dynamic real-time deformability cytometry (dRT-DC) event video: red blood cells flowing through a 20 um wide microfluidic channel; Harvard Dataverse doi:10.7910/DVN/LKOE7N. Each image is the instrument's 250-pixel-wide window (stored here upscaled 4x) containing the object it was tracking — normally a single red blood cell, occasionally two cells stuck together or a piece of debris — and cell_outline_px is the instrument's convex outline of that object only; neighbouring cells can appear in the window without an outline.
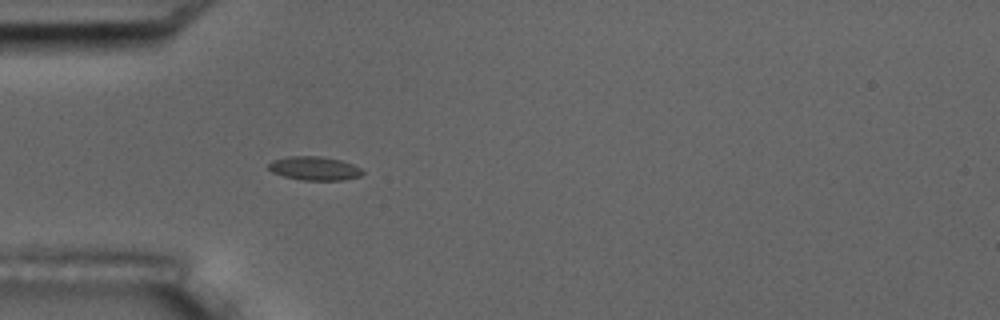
{"species": "common noctule bat (a hibernating species)", "species_latin": "Nyctalus noctula", "temperature_condition": "room temperature", "stored_images_in_passage": 6, "camera_frame_rate_fps": 3000, "um_per_image_px": 0.085, "animal": {"sex": "male", "body_mass_g": 17.5, "forearm_length_mm": 52.3}, "frame": {"image": 1, "passage_image": 6, "time_ms": 6.667, "image_size_px": [1000, 320], "cell_outline_px": [[364, 172], [360, 176], [344, 180], [300, 180], [284, 176], [272, 172], [268, 168], [268, 164], [272, 160], [288, 156], [320, 156], [340, 160], [352, 164], [360, 168]], "centroid_in_image_um": [26.71, 14.31], "position_along_channel_um": 58.3, "area_um2": 13.01}}